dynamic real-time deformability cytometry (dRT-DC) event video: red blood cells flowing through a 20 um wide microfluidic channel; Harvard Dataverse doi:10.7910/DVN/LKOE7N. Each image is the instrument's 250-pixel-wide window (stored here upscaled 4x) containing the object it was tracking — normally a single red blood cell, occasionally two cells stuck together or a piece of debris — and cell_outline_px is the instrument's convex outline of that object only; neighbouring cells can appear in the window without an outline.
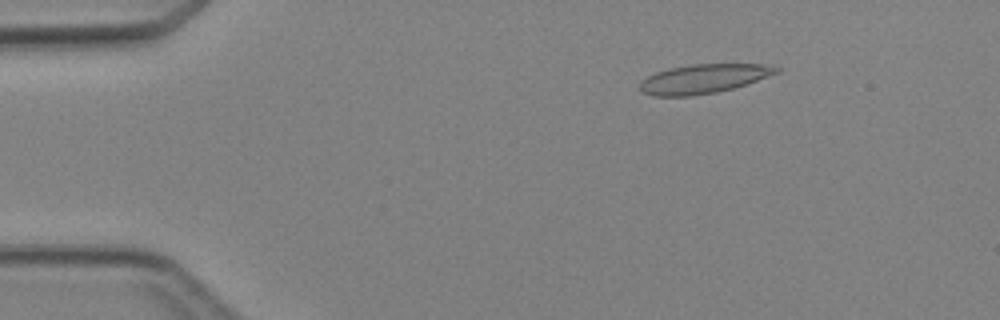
{"species": "Egyptian fruit bat (a non-hibernating species)", "species_latin": "Rousettus aegyptiacus", "temperature_condition": "cold", "stored_images_in_passage": 4, "camera_frame_rate_fps": 3000, "um_per_image_px": 0.085, "animal": {"sex": "female"}, "frame": {"image": 1, "passage_image": 2, "time_ms": 2.0, "image_size_px": [1000, 320], "cell_outline_px": [[780, 72], [732, 88], [716, 92], [692, 96], [652, 96], [640, 92], [640, 80], [656, 72], [668, 68], [692, 64], [768, 64], [780, 68]], "centroid_in_image_um": [59.75, 6.69], "position_along_channel_um": 25.2, "area_um2": 23.18}}
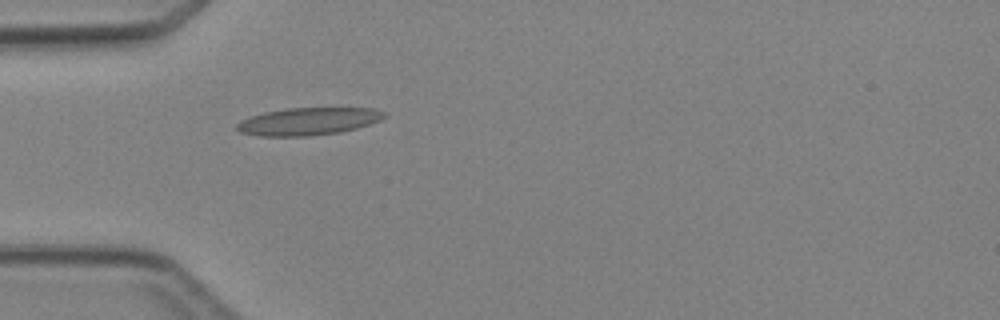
{"frame": {"image": 2, "passage_image": 4, "time_ms": 4.333, "image_size_px": [1000, 320], "cell_outline_px": [[388, 116], [380, 120], [356, 128], [340, 132], [308, 136], [260, 136], [240, 132], [236, 128], [236, 124], [240, 120], [264, 112], [288, 108], [372, 108], [384, 112]], "centroid_in_image_um": [26.19, 10.31], "position_along_channel_um": 58.8, "area_um2": 23.52}}